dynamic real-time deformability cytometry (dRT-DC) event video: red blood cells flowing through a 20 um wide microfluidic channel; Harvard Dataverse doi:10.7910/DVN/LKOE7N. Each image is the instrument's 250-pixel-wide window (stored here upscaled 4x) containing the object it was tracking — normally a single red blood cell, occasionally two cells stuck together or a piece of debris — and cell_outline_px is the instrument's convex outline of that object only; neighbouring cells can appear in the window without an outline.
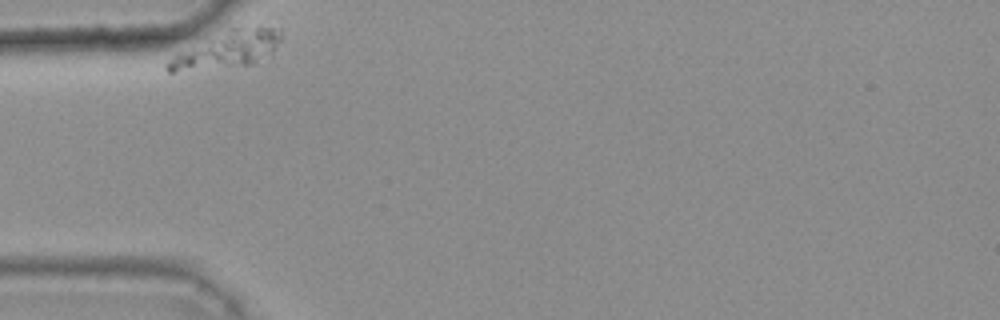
{"species": "common noctule bat (a hibernating species)", "species_latin": "Nyctalus noctula", "temperature_condition": "warm", "stored_images_in_passage": 37, "camera_frame_rate_fps": 3000, "um_per_image_px": 0.085, "animal": {"sex": "female", "body_mass_g": 25.1}, "frame": {"image": 1, "passage_image": 1, "time_ms": 0.0, "image_size_px": [1000, 320], "cell_outline_px": [[284, 36], [272, 52], [252, 64], [176, 72], [168, 72], [164, 68], [164, 64], [180, 52], [228, 28], [256, 24], [260, 24], [280, 28]], "centroid_in_image_um": [19.4, 4.16], "position_along_channel_um": 65.6, "area_um2": 24.51}}
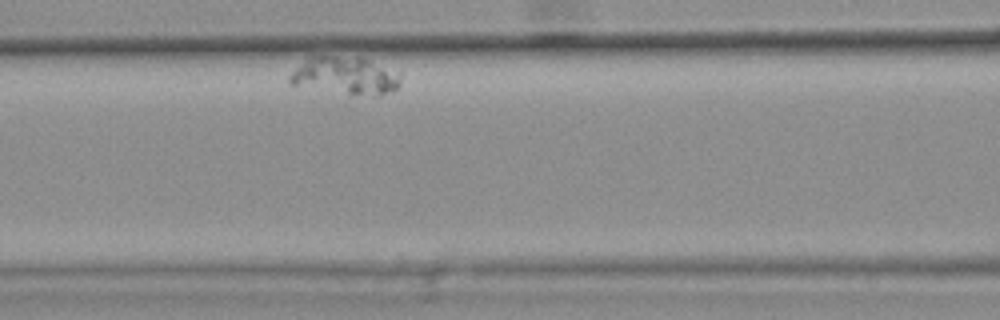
{"frame": {"image": 2, "passage_image": 10, "time_ms": 3.0, "image_size_px": [1000, 320], "cell_outline_px": [[400, 84], [392, 92], [380, 96], [372, 96], [288, 84], [288, 76], [296, 68], [312, 56], [360, 56], [368, 60], [400, 80]], "centroid_in_image_um": [29.25, 6.44], "position_along_channel_um": 137.3, "area_um2": 23.12}}
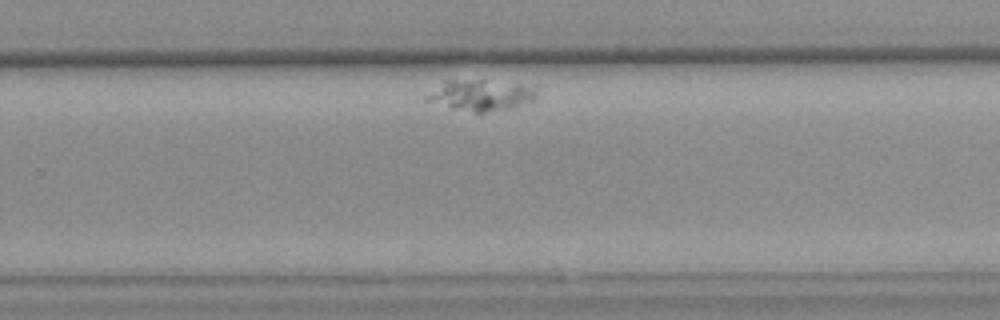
{"frame": {"image": 3, "passage_image": 28, "time_ms": 9.0, "image_size_px": [1000, 320], "cell_outline_px": [[536, 96], [532, 100], [484, 112], [476, 112], [452, 108], [424, 100], [424, 96], [444, 80], [452, 76], [536, 84]], "centroid_in_image_um": [40.81, 7.98], "position_along_channel_um": 289.0, "area_um2": 20.4}}